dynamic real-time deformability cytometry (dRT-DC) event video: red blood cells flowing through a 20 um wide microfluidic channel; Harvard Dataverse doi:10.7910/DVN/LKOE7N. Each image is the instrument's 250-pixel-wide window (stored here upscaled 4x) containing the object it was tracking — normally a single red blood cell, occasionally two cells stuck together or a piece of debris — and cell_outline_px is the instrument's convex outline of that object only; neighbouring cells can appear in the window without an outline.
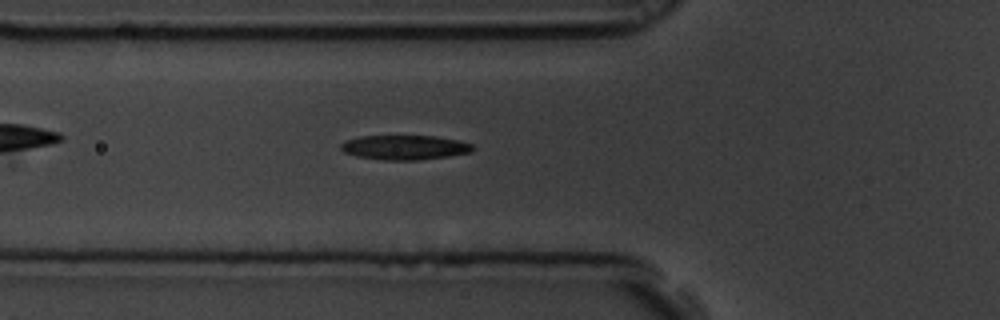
{"species": "common noctule bat (a hibernating species)", "species_latin": "Nyctalus noctula", "temperature_condition": "room temperature", "stored_images_in_passage": 46, "camera_frame_rate_fps": 3000, "um_per_image_px": 0.085, "animal": {"sex": "male", "body_mass_g": 19.5, "forearm_length_mm": 54.6}, "frame": {"image": 1, "passage_image": 7, "time_ms": 2.0, "image_size_px": [1000, 320], "cell_outline_px": [[476, 148], [472, 152], [448, 156], [416, 160], [384, 160], [356, 156], [344, 152], [340, 148], [340, 144], [344, 140], [360, 136], [436, 136], [460, 140], [472, 144]], "centroid_in_image_um": [34.41, 12.52], "position_along_channel_um": 91.4, "area_um2": 19.02}}